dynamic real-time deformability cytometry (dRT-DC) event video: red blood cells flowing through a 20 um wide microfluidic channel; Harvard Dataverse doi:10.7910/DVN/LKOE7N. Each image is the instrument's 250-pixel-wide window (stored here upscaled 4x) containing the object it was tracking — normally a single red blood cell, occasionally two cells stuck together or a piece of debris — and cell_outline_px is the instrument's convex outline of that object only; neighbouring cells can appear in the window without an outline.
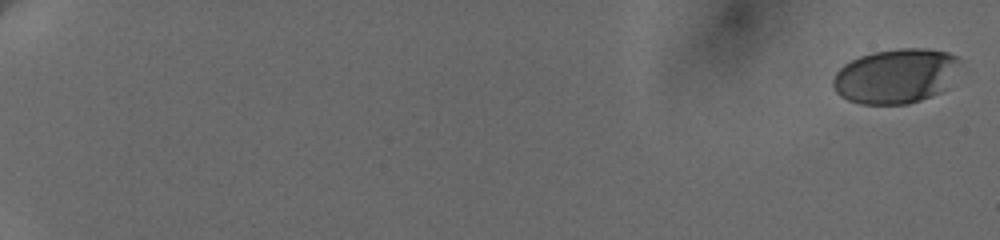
{"species": "human", "species_latin": "Homo sapiens", "temperature_condition": "cold", "stored_images_in_passage": 13, "camera_frame_rate_fps": 3000, "um_per_image_px": 0.085, "donor": {"sex": "female"}, "frame": {"image": 1, "passage_image": 1, "time_ms": 0.0, "image_size_px": [1000, 240], "cell_outline_px": [[960, 64], [948, 88], [932, 96], [908, 104], [860, 104], [848, 100], [840, 96], [836, 92], [832, 84], [832, 80], [836, 72], [844, 64], [860, 56], [872, 52], [900, 48], [924, 48], [948, 52], [960, 56]], "centroid_in_image_um": [76.16, 6.46], "position_along_channel_um": 8.8, "area_um2": 40.86}}
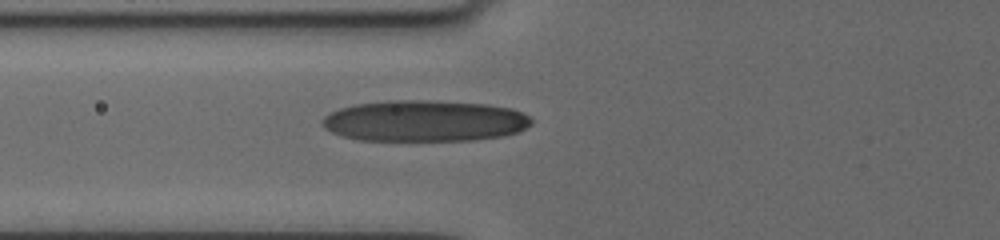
{"frame": {"image": 2, "passage_image": 10, "time_ms": 8.667, "image_size_px": [1000, 240], "cell_outline_px": [[532, 124], [516, 132], [500, 136], [472, 140], [360, 140], [344, 136], [332, 132], [324, 128], [320, 124], [320, 120], [324, 116], [340, 108], [356, 104], [388, 100], [428, 100], [488, 104], [512, 108], [528, 116], [532, 120]], "centroid_in_image_um": [36.06, 10.27], "position_along_channel_um": 89.7, "area_um2": 50.17}}
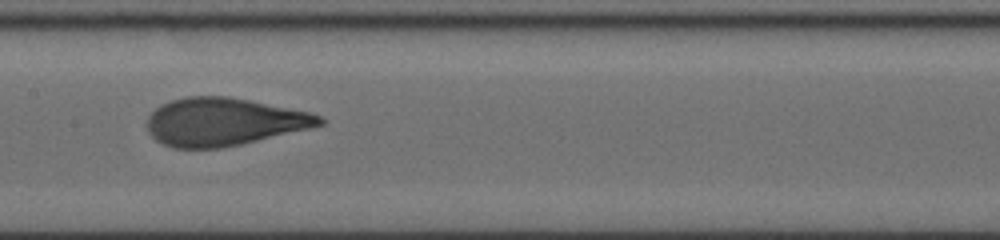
{"frame": {"image": 3, "passage_image": 13, "time_ms": 11.333, "image_size_px": [1000, 240], "cell_outline_px": [[328, 120], [324, 124], [312, 128], [240, 144], [220, 148], [172, 148], [156, 140], [148, 132], [148, 116], [160, 104], [184, 96], [228, 96], [312, 112]], "centroid_in_image_um": [19.04, 10.35], "position_along_channel_um": 188.4, "area_um2": 48.21}}